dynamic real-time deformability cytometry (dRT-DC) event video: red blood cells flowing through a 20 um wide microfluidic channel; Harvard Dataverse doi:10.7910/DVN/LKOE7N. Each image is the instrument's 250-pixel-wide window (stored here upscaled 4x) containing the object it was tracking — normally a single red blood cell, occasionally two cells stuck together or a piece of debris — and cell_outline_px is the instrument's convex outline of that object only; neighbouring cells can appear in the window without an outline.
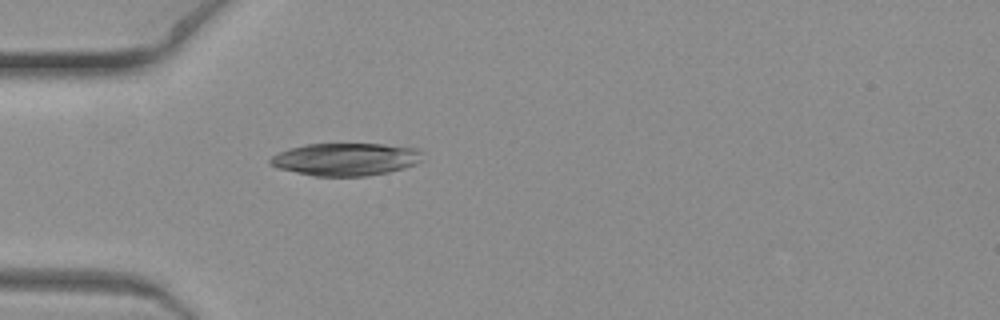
{"species": "common noctule bat (a hibernating species)", "species_latin": "Nyctalus noctula", "temperature_condition": "warm", "stored_images_in_passage": 1, "camera_frame_rate_fps": 3000, "um_per_image_px": 0.085, "animal": {"sex": "female", "body_mass_g": 19.3, "forearm_length_mm": 54.1}, "frame": {"image": 1, "passage_image": 1, "time_ms": 0.0, "image_size_px": [1000, 320], "cell_outline_px": [[424, 160], [416, 164], [404, 168], [388, 172], [364, 176], [316, 176], [276, 168], [268, 164], [268, 160], [272, 156], [288, 148], [308, 144], [384, 144], [420, 148], [424, 152]], "centroid_in_image_um": [29.43, 13.53], "position_along_channel_um": 55.6, "area_um2": 29.3}}